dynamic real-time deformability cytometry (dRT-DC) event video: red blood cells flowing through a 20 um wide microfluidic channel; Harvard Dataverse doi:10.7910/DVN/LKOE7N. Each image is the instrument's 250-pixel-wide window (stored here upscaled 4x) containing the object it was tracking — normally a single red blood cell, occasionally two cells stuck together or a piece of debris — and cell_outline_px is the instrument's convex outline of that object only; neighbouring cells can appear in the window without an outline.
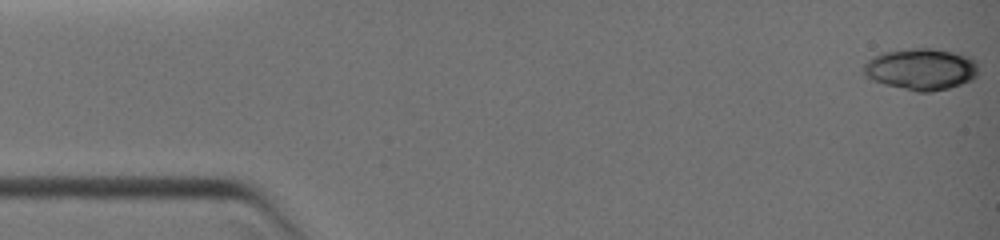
{"species": "common noctule bat (a hibernating species)", "species_latin": "Nyctalus noctula", "temperature_condition": "warm", "stored_images_in_passage": 25, "camera_frame_rate_fps": 3000, "um_per_image_px": 0.085, "animal": {"sex": "female", "body_mass_g": 19.0, "forearm_length_mm": 51.5}, "frame": {"image": 1, "passage_image": 1, "time_ms": 0.0, "image_size_px": [1000, 240], "cell_outline_px": [[976, 76], [972, 80], [948, 88], [932, 92], [916, 92], [884, 84], [872, 80], [864, 76], [864, 64], [872, 56], [884, 52], [912, 48], [932, 48], [972, 56], [976, 60]], "centroid_in_image_um": [78.28, 5.88], "position_along_channel_um": 6.7, "area_um2": 27.92}}
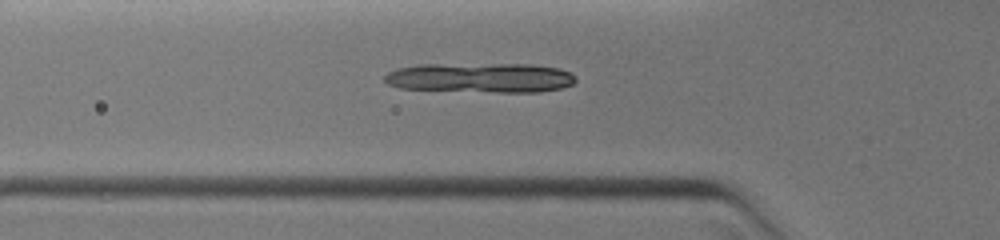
{"frame": {"image": 2, "passage_image": 14, "time_ms": 4.333, "image_size_px": [1000, 240], "cell_outline_px": [[576, 80], [572, 84], [560, 88], [540, 92], [496, 92], [400, 88], [388, 84], [384, 80], [384, 76], [388, 72], [396, 68], [420, 64], [532, 64], [560, 68], [572, 72], [576, 76]], "centroid_in_image_um": [40.87, 6.6], "position_along_channel_um": 84.9, "area_um2": 33.35}}
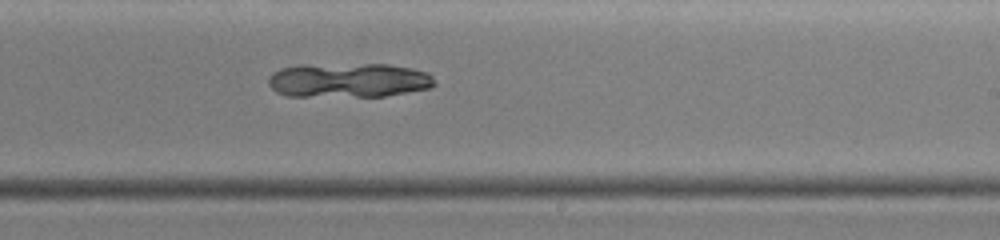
{"frame": {"image": 3, "passage_image": 25, "time_ms": 8.0, "image_size_px": [1000, 240], "cell_outline_px": [[436, 84], [432, 88], [384, 96], [288, 96], [276, 92], [268, 84], [268, 76], [272, 72], [280, 68], [300, 64], [388, 64], [412, 68], [428, 72], [432, 76]], "centroid_in_image_um": [29.62, 6.81], "position_along_channel_um": 259.4, "area_um2": 33.81}}